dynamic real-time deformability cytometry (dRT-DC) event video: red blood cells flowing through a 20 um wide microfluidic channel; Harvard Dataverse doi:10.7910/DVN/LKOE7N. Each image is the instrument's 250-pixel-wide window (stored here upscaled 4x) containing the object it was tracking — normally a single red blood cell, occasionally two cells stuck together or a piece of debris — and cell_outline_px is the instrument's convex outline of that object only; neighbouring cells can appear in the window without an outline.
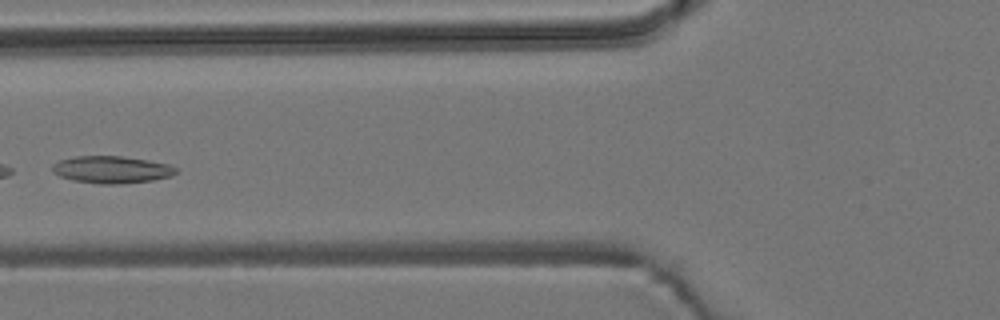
{"species": "common noctule bat (a hibernating species)", "species_latin": "Nyctalus noctula", "temperature_condition": "room temperature", "stored_images_in_passage": 6, "camera_frame_rate_fps": 3000, "um_per_image_px": 0.085, "animal": {"sex": "male", "body_mass_g": 19.2, "forearm_length_mm": 51.8}, "frame": {"image": 1, "passage_image": 6, "time_ms": 5.667, "image_size_px": [1000, 320], "cell_outline_px": [[180, 172], [172, 176], [152, 180], [116, 184], [100, 184], [72, 180], [60, 176], [52, 172], [52, 164], [60, 160], [72, 156], [120, 156], [148, 160], [168, 164], [176, 168]], "centroid_in_image_um": [9.48, 14.41], "position_along_channel_um": 116.3, "area_um2": 19.65}}